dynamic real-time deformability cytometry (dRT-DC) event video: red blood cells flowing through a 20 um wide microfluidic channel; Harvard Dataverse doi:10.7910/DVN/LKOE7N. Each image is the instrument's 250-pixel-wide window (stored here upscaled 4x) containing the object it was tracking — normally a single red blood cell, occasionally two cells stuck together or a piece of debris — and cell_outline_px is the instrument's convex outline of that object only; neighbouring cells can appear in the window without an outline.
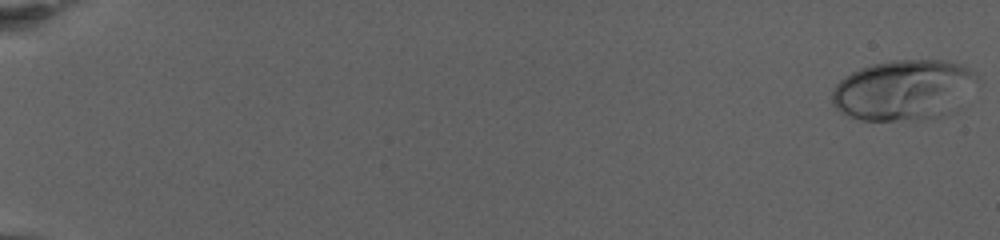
{"species": "human", "species_latin": "Homo sapiens", "temperature_condition": "warm", "stored_images_in_passage": 75, "camera_frame_rate_fps": 3000, "um_per_image_px": 0.085, "donor": {"sex": "female"}, "frame": {"image": 1, "passage_image": 1, "time_ms": 0.0, "image_size_px": [1000, 240], "cell_outline_px": [[976, 80], [928, 116], [892, 120], [860, 120], [836, 108], [832, 104], [832, 92], [836, 84], [844, 76], [860, 68], [872, 64], [892, 60], [944, 60], [964, 64], [976, 72]], "centroid_in_image_um": [76.55, 7.54], "position_along_channel_um": 8.4, "area_um2": 47.69}}
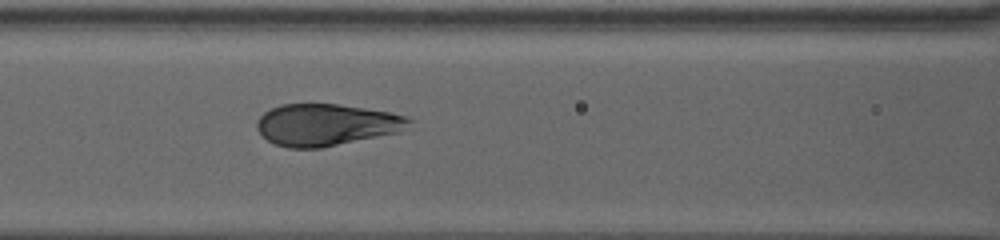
{"frame": {"image": 2, "passage_image": 36, "time_ms": 11.667, "image_size_px": [1000, 240], "cell_outline_px": [[412, 120], [400, 132], [320, 148], [288, 148], [276, 144], [268, 140], [256, 128], [256, 120], [264, 112], [280, 104], [340, 104], [392, 112], [404, 116]], "centroid_in_image_um": [27.71, 10.6], "position_along_channel_um": 138.9, "area_um2": 36.99}}
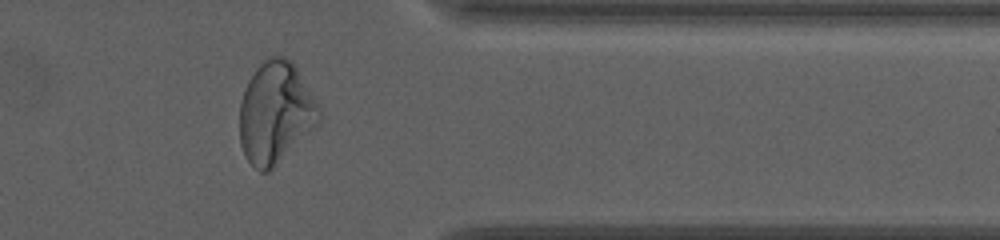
{"frame": {"image": 3, "passage_image": 63, "time_ms": 20.667, "image_size_px": [1000, 240], "cell_outline_px": [[320, 124], [268, 172], [260, 172], [244, 156], [240, 144], [240, 104], [248, 80], [256, 68], [268, 56], [284, 56], [296, 68], [320, 108]], "centroid_in_image_um": [23.42, 9.6], "position_along_channel_um": 388.0, "area_um2": 46.76}, "authors_computed_cell_mechanics": {"area_um2": 41.038, "velocity_mm_per_s": 2.8535, "shape_relaxation_time_tau1_ms": 3.9462, "shape_relaxation_time_tau2_ms": null, "deformation_change_tau1": 0.1913, "deformation_change_tau2": null}}